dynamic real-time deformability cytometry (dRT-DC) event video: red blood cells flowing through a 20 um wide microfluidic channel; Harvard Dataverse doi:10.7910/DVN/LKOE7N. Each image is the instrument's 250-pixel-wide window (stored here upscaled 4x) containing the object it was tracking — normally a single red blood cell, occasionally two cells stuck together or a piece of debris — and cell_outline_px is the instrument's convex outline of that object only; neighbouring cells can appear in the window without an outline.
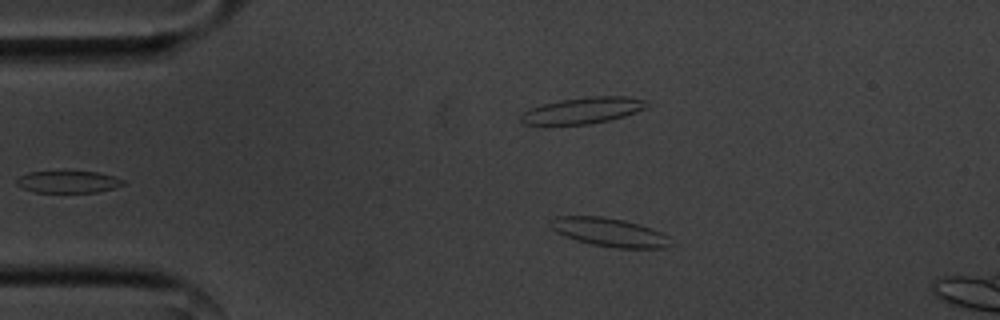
{"species": "common noctule bat (a hibernating species)", "species_latin": "Nyctalus noctula", "temperature_condition": "cold", "stored_images_in_passage": 11, "camera_frame_rate_fps": 3000, "um_per_image_px": 0.085, "animal": {"sex": "male", "body_mass_g": 20.1, "forearm_length_mm": 53.5}, "frame": {"image": 1, "passage_image": 5, "time_ms": 1.333, "image_size_px": [1000, 320], "cell_outline_px": [[668, 244], [664, 248], [616, 248], [592, 244], [576, 240], [556, 232], [548, 224], [548, 220], [556, 216], [604, 216], [624, 220], [652, 228], [668, 236]], "centroid_in_image_um": [51.73, 19.72], "position_along_channel_um": 33.3, "area_um2": 19.88}}